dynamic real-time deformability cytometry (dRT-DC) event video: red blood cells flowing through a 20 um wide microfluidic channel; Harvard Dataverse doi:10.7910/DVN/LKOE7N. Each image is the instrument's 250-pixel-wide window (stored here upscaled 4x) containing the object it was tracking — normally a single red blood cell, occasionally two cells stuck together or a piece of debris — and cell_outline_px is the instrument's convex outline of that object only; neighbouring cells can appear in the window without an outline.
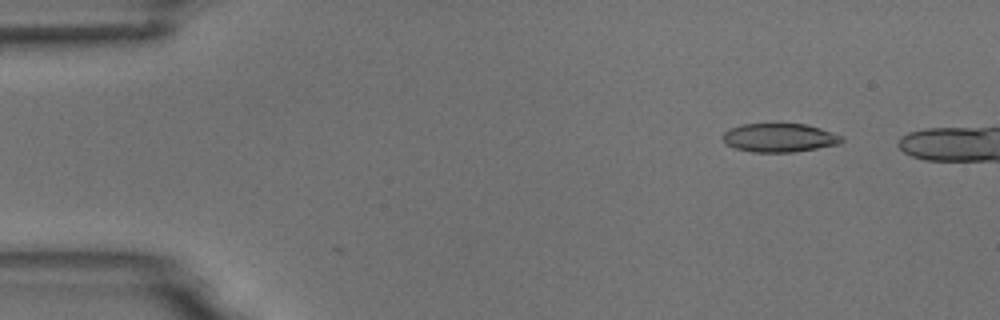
{"species": "common noctule bat (a hibernating species)", "species_latin": "Nyctalus noctula", "temperature_condition": "room temperature", "stored_images_in_passage": 5, "camera_frame_rate_fps": 3000, "um_per_image_px": 0.085, "animal": {"sex": "male", "body_mass_g": 18.8}, "frame": {"image": 1, "passage_image": 2, "time_ms": 1.333, "image_size_px": [1000, 320], "cell_outline_px": [[844, 140], [840, 144], [792, 152], [752, 152], [736, 148], [724, 144], [724, 132], [740, 124], [808, 124], [844, 136]], "centroid_in_image_um": [66.28, 11.7], "position_along_channel_um": 18.7, "area_um2": 19.83}}